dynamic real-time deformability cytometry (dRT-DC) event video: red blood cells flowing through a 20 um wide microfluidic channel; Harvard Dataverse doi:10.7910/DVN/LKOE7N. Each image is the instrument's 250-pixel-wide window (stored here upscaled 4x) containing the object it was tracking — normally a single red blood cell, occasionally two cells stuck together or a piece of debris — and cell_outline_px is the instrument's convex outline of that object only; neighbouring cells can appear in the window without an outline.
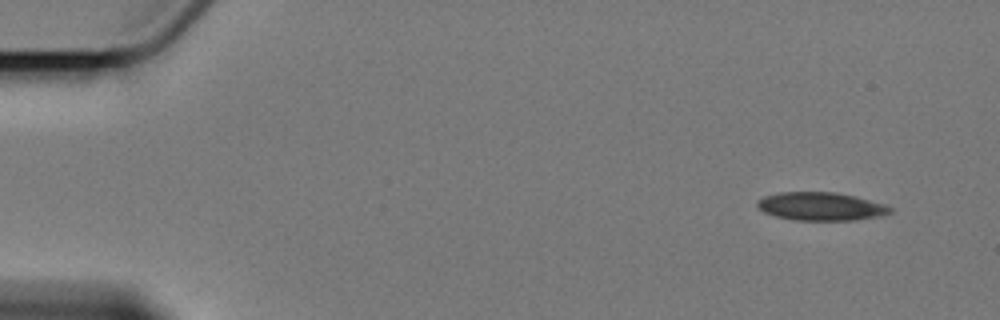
{"species": "Egyptian fruit bat (a non-hibernating species)", "species_latin": "Rousettus aegyptiacus", "temperature_condition": "cold", "stored_images_in_passage": 6, "camera_frame_rate_fps": 3000, "um_per_image_px": 0.085, "animal": {"sex": "female"}, "frame": {"image": 1, "passage_image": 1, "time_ms": 0.0, "image_size_px": [1000, 320], "cell_outline_px": [[892, 212], [876, 216], [856, 220], [796, 220], [776, 216], [764, 212], [756, 204], [756, 200], [764, 196], [780, 192], [836, 192], [856, 196], [884, 204], [892, 208]], "centroid_in_image_um": [69.76, 17.53], "position_along_channel_um": 15.2, "area_um2": 21.73}}
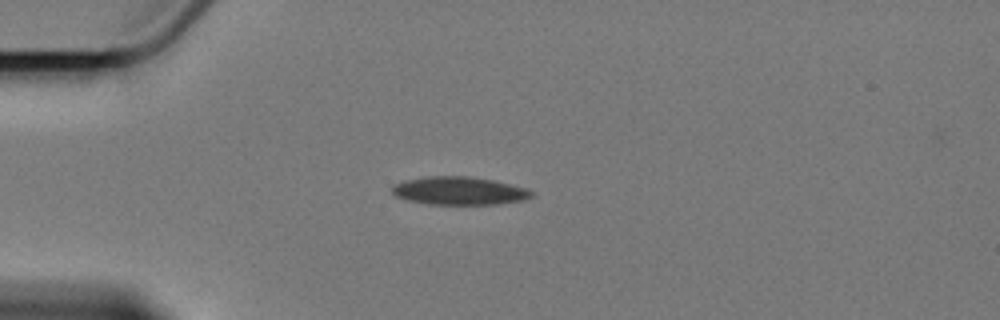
{"frame": {"image": 2, "passage_image": 4, "time_ms": 3.667, "image_size_px": [1000, 320], "cell_outline_px": [[532, 196], [520, 200], [496, 204], [432, 204], [408, 200], [396, 196], [392, 192], [392, 188], [396, 184], [404, 180], [428, 176], [472, 176], [496, 180], [528, 188], [532, 192]], "centroid_in_image_um": [39.05, 16.2], "position_along_channel_um": 46.0, "area_um2": 22.72}}
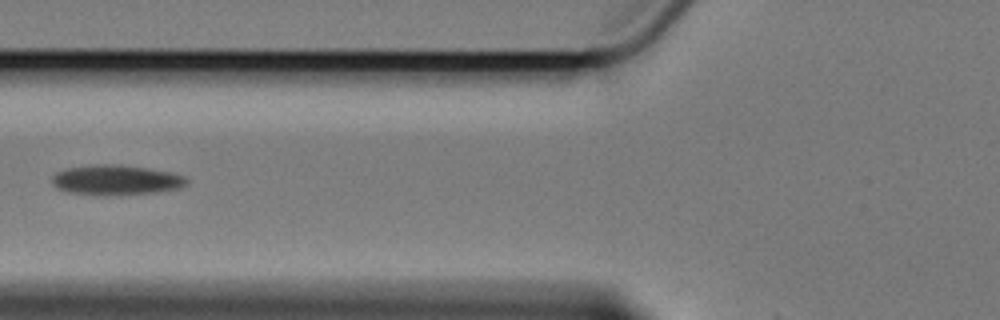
{"frame": {"image": 3, "passage_image": 6, "time_ms": 6.333, "image_size_px": [1000, 320], "cell_outline_px": [[188, 184], [180, 188], [156, 192], [104, 196], [96, 196], [68, 192], [56, 188], [52, 184], [52, 176], [56, 172], [68, 168], [96, 164], [120, 164], [148, 168], [172, 172], [184, 176], [188, 180]], "centroid_in_image_um": [9.86, 15.31], "position_along_channel_um": 115.9, "area_um2": 23.93}}